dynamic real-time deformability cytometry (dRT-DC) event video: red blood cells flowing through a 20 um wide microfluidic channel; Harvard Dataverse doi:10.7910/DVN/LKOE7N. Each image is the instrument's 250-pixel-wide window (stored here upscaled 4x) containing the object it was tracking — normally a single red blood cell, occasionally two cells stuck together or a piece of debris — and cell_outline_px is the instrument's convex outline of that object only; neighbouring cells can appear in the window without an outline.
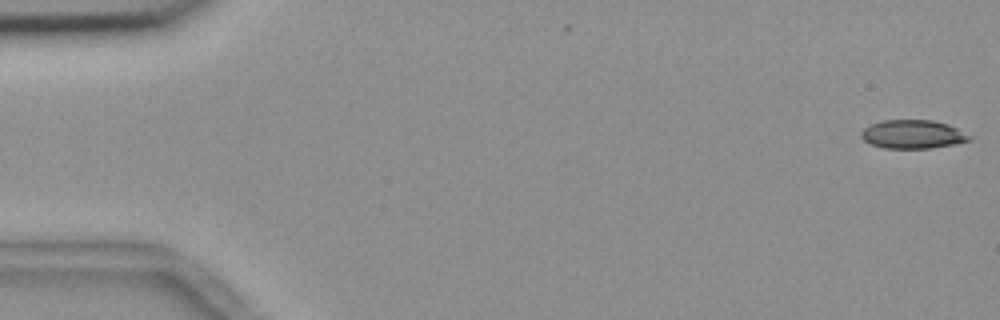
{"species": "common noctule bat (a hibernating species)", "species_latin": "Nyctalus noctula", "temperature_condition": "room temperature", "stored_images_in_passage": 55, "camera_frame_rate_fps": 3000, "um_per_image_px": 0.085, "animal": {"sex": "female", "body_mass_g": 18.4}, "frame": {"image": 1, "passage_image": 1, "time_ms": 0.0, "image_size_px": [1000, 320], "cell_outline_px": [[972, 140], [932, 148], [884, 148], [872, 144], [864, 140], [860, 136], [860, 132], [864, 128], [872, 124], [884, 120], [932, 120], [948, 124], [972, 136]], "centroid_in_image_um": [77.59, 11.41], "position_along_channel_um": 7.4, "area_um2": 17.92}}
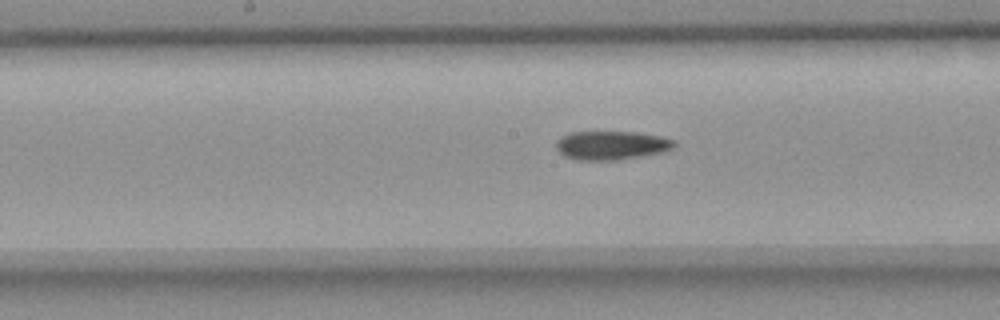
{"frame": {"image": 2, "passage_image": 28, "time_ms": 9.0, "image_size_px": [1000, 320], "cell_outline_px": [[676, 144], [672, 148], [660, 152], [640, 156], [616, 160], [576, 160], [564, 156], [556, 148], [556, 140], [560, 136], [572, 132], [636, 132], [660, 136], [676, 140]], "centroid_in_image_um": [51.94, 12.35], "position_along_channel_um": 196.3, "area_um2": 19.77}}
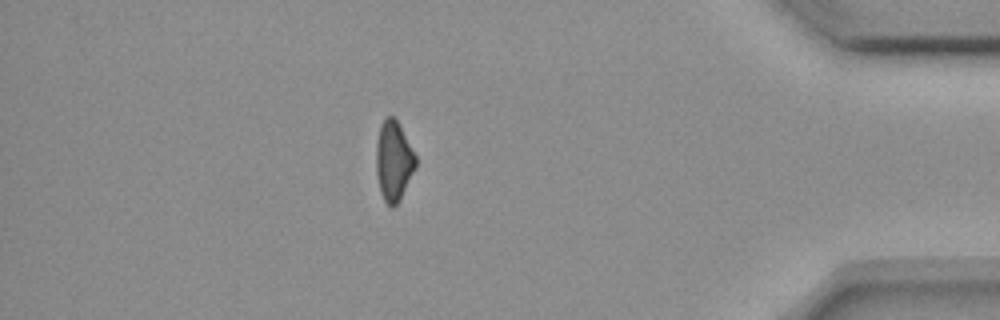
{"frame": {"image": 3, "passage_image": 48, "time_ms": 15.667, "image_size_px": [1000, 320], "cell_outline_px": [[416, 164], [400, 200], [392, 208], [384, 200], [380, 192], [376, 176], [376, 144], [380, 124], [388, 116], [392, 116], [396, 120], [416, 156]], "centroid_in_image_um": [33.43, 13.7], "position_along_channel_um": 401.8, "area_um2": 18.09}, "authors_computed_cell_mechanics": {"area_um2": 19.5364, "velocity_mm_per_s": 3.7073, "shape_relaxation_time_tau1_ms": 7.4287, "shape_relaxation_time_tau2_ms": null, "deformation_change_tau1": 0.1717, "deformation_change_tau2": null}}